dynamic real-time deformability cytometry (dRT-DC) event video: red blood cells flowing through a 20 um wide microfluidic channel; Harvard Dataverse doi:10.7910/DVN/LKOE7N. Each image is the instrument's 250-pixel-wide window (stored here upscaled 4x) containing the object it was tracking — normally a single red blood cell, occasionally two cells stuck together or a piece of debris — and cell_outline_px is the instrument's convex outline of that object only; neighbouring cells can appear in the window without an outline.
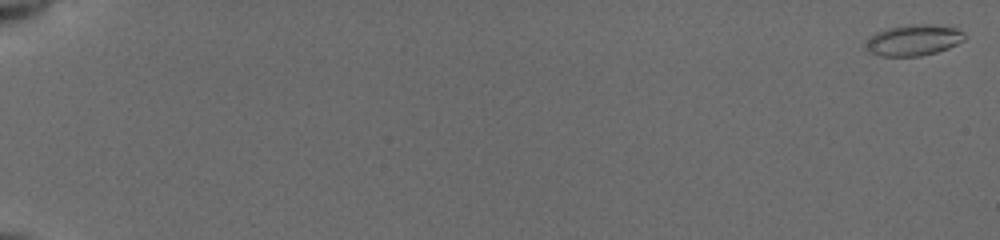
{"species": "common noctule bat (a hibernating species)", "species_latin": "Nyctalus noctula", "temperature_condition": "cold", "stored_images_in_passage": 32, "camera_frame_rate_fps": 3000, "um_per_image_px": 0.085, "animal": {"sex": "female", "body_mass_g": 19.5, "forearm_length_mm": 54.1}, "frame": {"image": 1, "passage_image": 1, "time_ms": 0.0, "image_size_px": [1000, 240], "cell_outline_px": [[968, 36], [964, 40], [948, 48], [936, 52], [920, 56], [880, 56], [868, 52], [860, 48], [864, 40], [868, 36], [876, 32], [888, 28], [908, 24], [932, 24], [956, 28], [964, 32]], "centroid_in_image_um": [77.57, 3.41], "position_along_channel_um": 7.4, "area_um2": 18.44}}
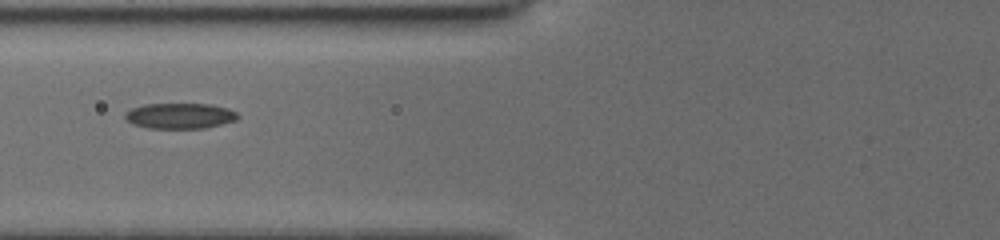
{"frame": {"image": 2, "passage_image": 25, "time_ms": 8.0, "image_size_px": [1000, 240], "cell_outline_px": [[240, 116], [236, 120], [204, 128], [148, 128], [132, 124], [124, 116], [124, 112], [132, 108], [144, 104], [212, 104], [228, 108], [236, 112]], "centroid_in_image_um": [15.28, 9.84], "position_along_channel_um": 110.5, "area_um2": 16.82}}
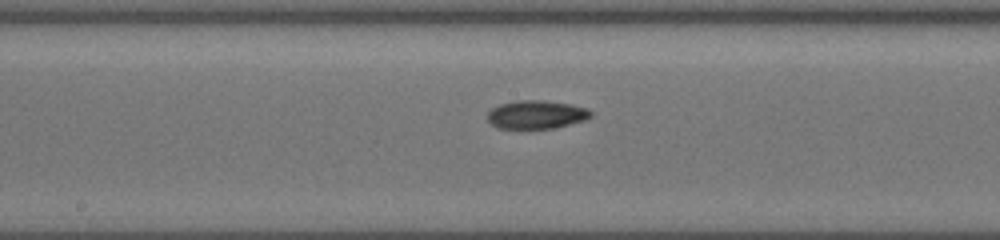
{"frame": {"image": 3, "passage_image": 32, "time_ms": 10.333, "image_size_px": [1000, 240], "cell_outline_px": [[592, 116], [584, 120], [556, 128], [496, 128], [488, 120], [488, 112], [492, 108], [500, 104], [516, 100], [544, 100], [572, 104], [588, 108], [592, 112]], "centroid_in_image_um": [45.61, 9.73], "position_along_channel_um": 202.6, "area_um2": 17.17}}